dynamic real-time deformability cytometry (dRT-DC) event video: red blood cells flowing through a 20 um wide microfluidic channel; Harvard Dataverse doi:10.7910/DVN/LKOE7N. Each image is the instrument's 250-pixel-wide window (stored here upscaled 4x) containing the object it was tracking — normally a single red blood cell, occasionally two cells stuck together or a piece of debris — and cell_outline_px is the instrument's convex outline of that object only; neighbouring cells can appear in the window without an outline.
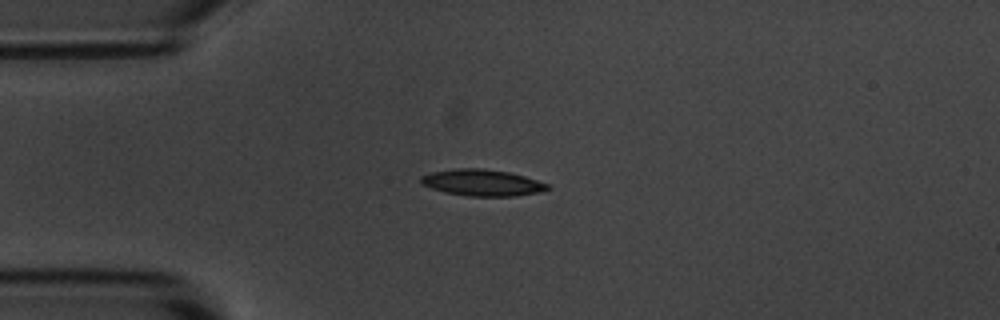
{"species": "common noctule bat (a hibernating species)", "species_latin": "Nyctalus noctula", "temperature_condition": "room temperature", "stored_images_in_passage": 42, "camera_frame_rate_fps": 3000, "um_per_image_px": 0.085, "animal": {"sex": "male", "body_mass_g": 20.1, "forearm_length_mm": 53.5}, "frame": {"image": 1, "passage_image": 1, "time_ms": 0.0, "image_size_px": [1000, 320], "cell_outline_px": [[552, 188], [540, 192], [516, 196], [468, 196], [444, 192], [420, 184], [420, 176], [432, 172], [456, 168], [484, 168], [508, 172], [524, 176], [548, 184]], "centroid_in_image_um": [40.98, 15.53], "position_along_channel_um": 44.0, "area_um2": 19.59}}
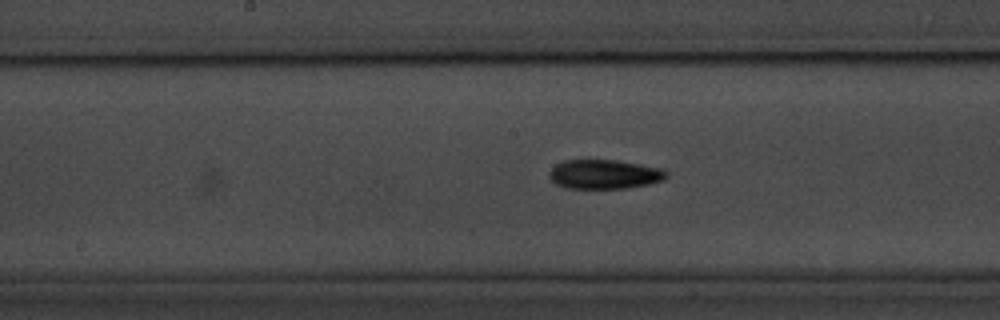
{"frame": {"image": 2, "passage_image": 15, "time_ms": 4.667, "image_size_px": [1000, 320], "cell_outline_px": [[668, 176], [664, 180], [648, 184], [624, 188], [564, 188], [556, 184], [548, 176], [548, 172], [556, 164], [564, 160], [616, 160], [664, 168], [668, 172]], "centroid_in_image_um": [51.38, 14.81], "position_along_channel_um": 196.8, "area_um2": 20.11}}
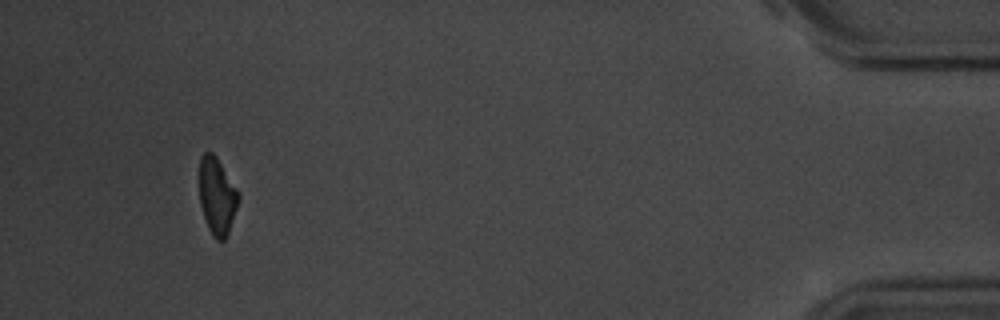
{"frame": {"image": 3, "passage_image": 39, "time_ms": 12.667, "image_size_px": [1000, 320], "cell_outline_px": [[240, 196], [228, 236], [224, 240], [216, 240], [212, 236], [208, 228], [200, 204], [200, 156], [204, 152], [212, 152], [216, 156], [240, 192]], "centroid_in_image_um": [18.47, 16.68], "position_along_channel_um": 416.7, "area_um2": 17.69}, "authors_computed_cell_mechanics": {"area_um2": 18.8717, "velocity_mm_per_s": 3.6364, "shape_relaxation_time_tau1_ms": 3.7212, "shape_relaxation_time_tau2_ms": 5.4063, "deformation_change_tau1": 0.1472, "deformation_change_tau2": 0.1285}}